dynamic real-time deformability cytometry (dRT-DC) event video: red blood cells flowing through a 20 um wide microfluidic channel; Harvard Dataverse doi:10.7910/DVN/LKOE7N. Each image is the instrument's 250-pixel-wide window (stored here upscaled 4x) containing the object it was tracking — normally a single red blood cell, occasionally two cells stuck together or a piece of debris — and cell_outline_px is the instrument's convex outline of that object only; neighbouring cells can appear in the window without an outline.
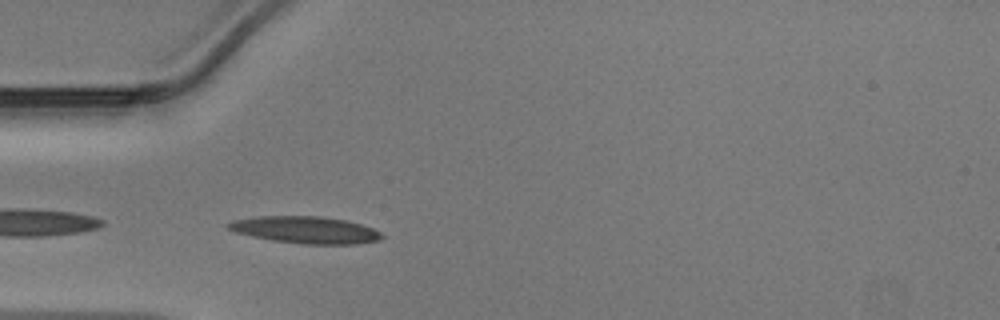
{"species": "Egyptian fruit bat (a non-hibernating species)", "species_latin": "Rousettus aegyptiacus", "temperature_condition": "warm", "stored_images_in_passage": 19, "camera_frame_rate_fps": 3000, "um_per_image_px": 0.085, "animal": {"sex": "male"}, "frame": {"image": 1, "passage_image": 1, "time_ms": 0.0, "image_size_px": [1000, 320], "cell_outline_px": [[384, 236], [376, 240], [352, 244], [304, 244], [272, 240], [252, 236], [236, 232], [228, 228], [228, 224], [236, 220], [256, 216], [320, 216], [344, 220], [360, 224], [372, 228], [380, 232]], "centroid_in_image_um": [25.96, 19.54], "position_along_channel_um": 59.0, "area_um2": 23.7}}
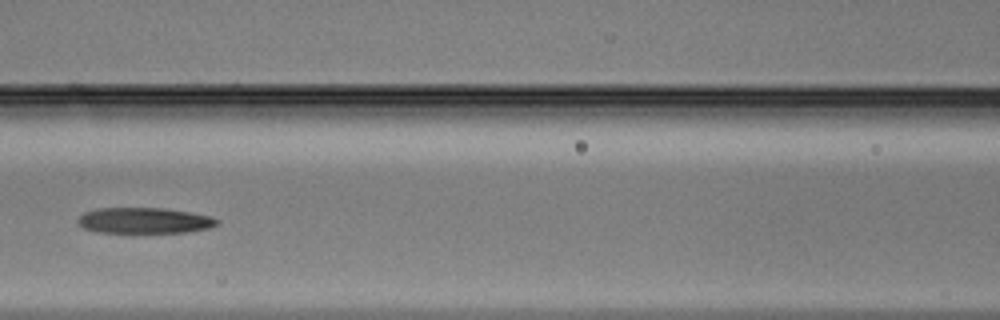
{"frame": {"image": 2, "passage_image": 8, "time_ms": 2.333, "image_size_px": [1000, 320], "cell_outline_px": [[220, 224], [208, 228], [184, 232], [96, 232], [84, 228], [76, 220], [84, 212], [96, 208], [164, 208], [212, 216], [220, 220]], "centroid_in_image_um": [12.28, 18.74], "position_along_channel_um": 154.3, "area_um2": 20.87}}
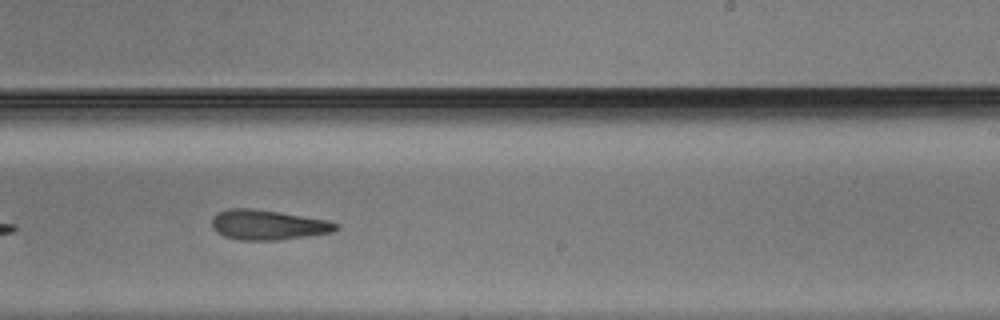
{"frame": {"image": 3, "passage_image": 16, "time_ms": 5.0, "image_size_px": [1000, 320], "cell_outline_px": [[340, 228], [332, 232], [280, 240], [240, 240], [224, 236], [216, 232], [212, 228], [212, 216], [228, 208], [252, 208], [280, 212], [328, 220], [340, 224]], "centroid_in_image_um": [22.78, 19.11], "position_along_channel_um": 266.2, "area_um2": 21.79}}